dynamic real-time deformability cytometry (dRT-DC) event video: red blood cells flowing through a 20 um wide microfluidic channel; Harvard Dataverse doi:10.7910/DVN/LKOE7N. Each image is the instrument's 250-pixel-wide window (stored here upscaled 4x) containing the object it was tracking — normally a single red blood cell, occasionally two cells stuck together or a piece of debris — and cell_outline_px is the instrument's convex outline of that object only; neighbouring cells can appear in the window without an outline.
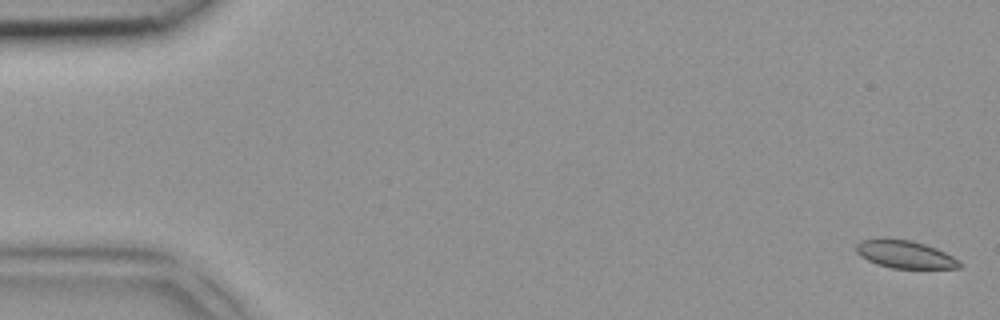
{"species": "common noctule bat (a hibernating species)", "species_latin": "Nyctalus noctula", "temperature_condition": "room temperature", "stored_images_in_passage": 8, "segment_of_instrument_passage": [1, 2], "camera_frame_rate_fps": 3000, "um_per_image_px": 0.085, "animal": {"sex": "female", "body_mass_g": 18.4}, "frame": {"image": 1, "passage_image": 1, "time_ms": 0.0, "image_size_px": [1000, 320], "cell_outline_px": [[964, 264], [960, 268], [892, 268], [876, 264], [860, 256], [856, 252], [856, 244], [860, 240], [912, 240], [936, 248], [960, 260]], "centroid_in_image_um": [76.97, 21.65], "position_along_channel_um": 8.0, "area_um2": 16.42}}
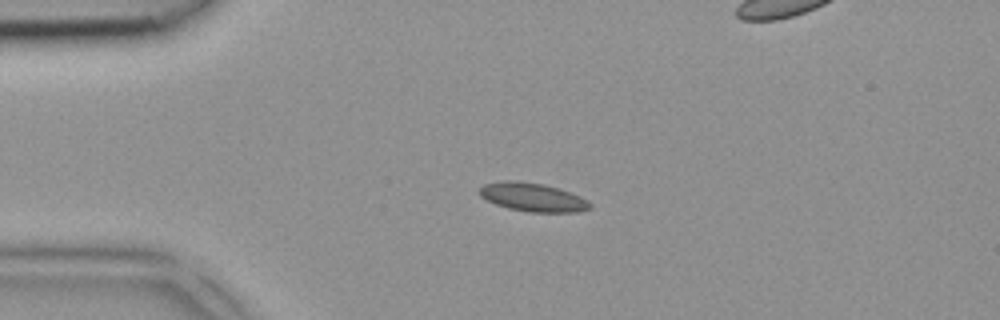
{"frame": {"image": 2, "passage_image": 4, "time_ms": 1.0, "image_size_px": [1000, 320], "cell_outline_px": [[592, 208], [580, 212], [528, 212], [508, 208], [496, 204], [480, 196], [476, 192], [476, 188], [484, 184], [504, 180], [512, 180], [544, 184], [560, 188], [580, 196], [588, 200], [592, 204]], "centroid_in_image_um": [45.27, 16.76], "position_along_channel_um": 39.7, "area_um2": 18.73}}
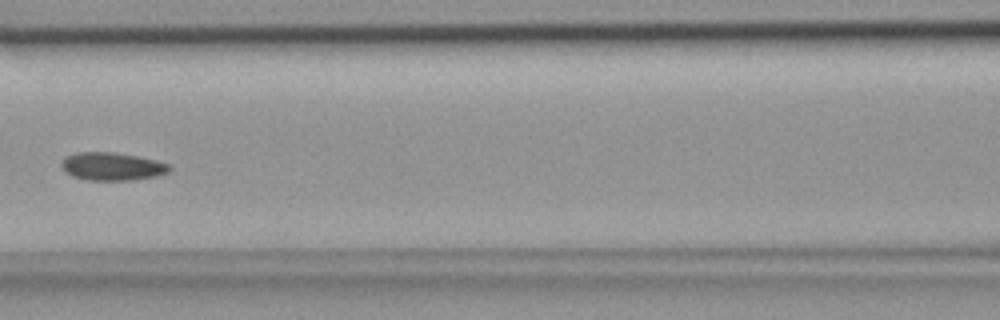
{"frame": {"image": 3, "passage_image": 7, "time_ms": 2.0, "image_size_px": [1000, 320], "cell_outline_px": [[172, 168], [168, 172], [156, 176], [136, 180], [88, 180], [72, 176], [64, 172], [60, 164], [64, 156], [76, 152], [112, 152], [136, 156], [156, 160], [168, 164]], "centroid_in_image_um": [9.49, 14.15], "position_along_channel_um": 157.1, "area_um2": 17.74}}